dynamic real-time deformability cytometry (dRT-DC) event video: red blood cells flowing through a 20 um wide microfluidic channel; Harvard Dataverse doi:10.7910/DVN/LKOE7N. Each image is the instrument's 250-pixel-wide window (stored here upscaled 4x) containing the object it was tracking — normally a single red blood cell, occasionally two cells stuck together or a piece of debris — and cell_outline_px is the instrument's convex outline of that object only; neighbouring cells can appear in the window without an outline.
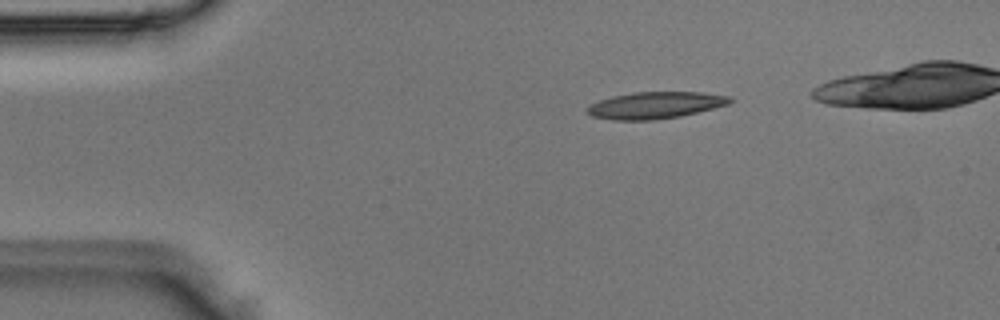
{"species": "Egyptian fruit bat (a non-hibernating species)", "species_latin": "Rousettus aegyptiacus", "temperature_condition": "room temperature", "stored_images_in_passage": 4, "camera_frame_rate_fps": 3000, "um_per_image_px": 0.085, "animal": {"sex": "male"}, "frame": {"image": 1, "passage_image": 1, "time_ms": 0.0, "image_size_px": [1000, 320], "cell_outline_px": [[732, 100], [728, 104], [680, 116], [652, 120], [612, 120], [592, 116], [588, 112], [588, 104], [612, 96], [632, 92], [704, 92], [732, 96]], "centroid_in_image_um": [55.69, 8.93], "position_along_channel_um": 29.3, "area_um2": 22.2}}
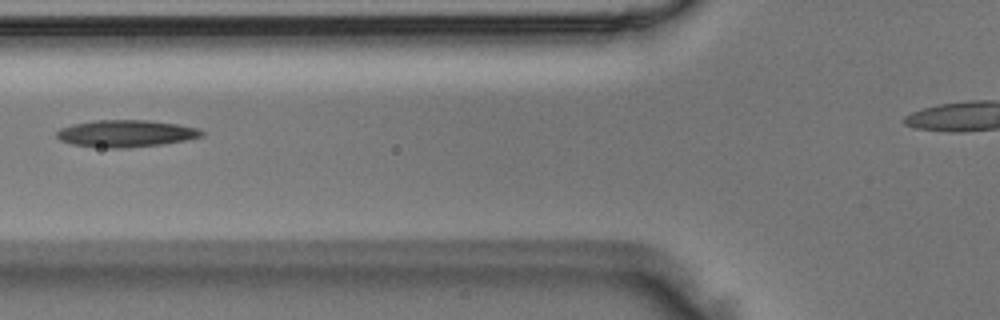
{"frame": {"image": 2, "passage_image": 4, "time_ms": 1.0, "image_size_px": [1000, 320], "cell_outline_px": [[204, 136], [188, 140], [160, 144], [128, 148], [104, 148], [72, 144], [60, 140], [56, 136], [56, 132], [60, 128], [72, 124], [96, 120], [148, 120], [176, 124], [200, 128], [204, 132]], "centroid_in_image_um": [10.72, 11.35], "position_along_channel_um": 115.1, "area_um2": 22.95}}